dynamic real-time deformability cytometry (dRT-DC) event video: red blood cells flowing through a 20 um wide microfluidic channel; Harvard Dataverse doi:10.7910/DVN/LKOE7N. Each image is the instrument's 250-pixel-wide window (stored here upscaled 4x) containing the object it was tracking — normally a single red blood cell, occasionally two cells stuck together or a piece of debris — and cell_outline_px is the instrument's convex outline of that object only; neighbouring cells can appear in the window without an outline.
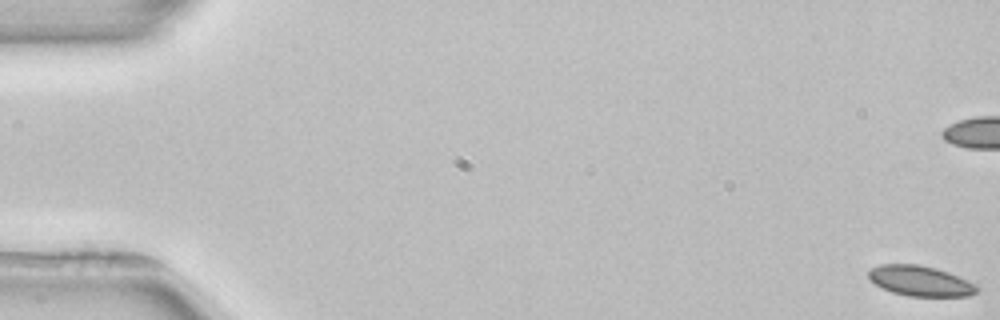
{"species": "common noctule bat (a hibernating species)", "species_latin": "Nyctalus noctula", "temperature_condition": "room temperature", "stored_images_in_passage": 4, "segment_of_instrument_passage": [2, 2], "camera_frame_rate_fps": 3000, "um_per_image_px": 0.085, "animal": {"sex": "female", "body_mass_g": 22.7, "forearm_length_mm": 54.2}, "frame": {"image": 1, "passage_image": 4, "time_ms": 4.667, "image_size_px": [1000, 320], "cell_outline_px": [[980, 288], [976, 292], [968, 296], [908, 296], [892, 292], [876, 284], [868, 276], [868, 272], [872, 268], [880, 264], [916, 264], [936, 268], [948, 272], [968, 280], [976, 284]], "centroid_in_image_um": [78.25, 23.88], "position_along_channel_um": 6.7, "area_um2": 19.02}}